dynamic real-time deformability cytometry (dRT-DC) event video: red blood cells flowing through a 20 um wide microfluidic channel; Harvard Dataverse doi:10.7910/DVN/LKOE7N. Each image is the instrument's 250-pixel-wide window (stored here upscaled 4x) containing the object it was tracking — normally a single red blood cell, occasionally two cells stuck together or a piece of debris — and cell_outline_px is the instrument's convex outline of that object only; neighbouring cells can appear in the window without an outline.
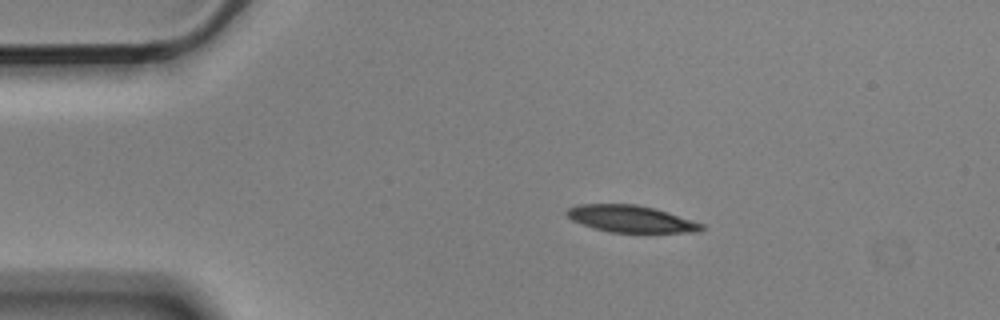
{"species": "Egyptian fruit bat (a non-hibernating species)", "species_latin": "Rousettus aegyptiacus", "temperature_condition": "cold", "stored_images_in_passage": 5, "camera_frame_rate_fps": 3000, "um_per_image_px": 0.085, "animal": {"sex": "male"}, "frame": {"image": 1, "passage_image": 3, "time_ms": 0.667, "image_size_px": [1000, 320], "cell_outline_px": [[704, 228], [700, 232], [608, 232], [572, 220], [564, 212], [568, 208], [576, 204], [636, 204], [668, 212], [704, 224]], "centroid_in_image_um": [53.62, 18.6], "position_along_channel_um": 31.4, "area_um2": 20.92}}
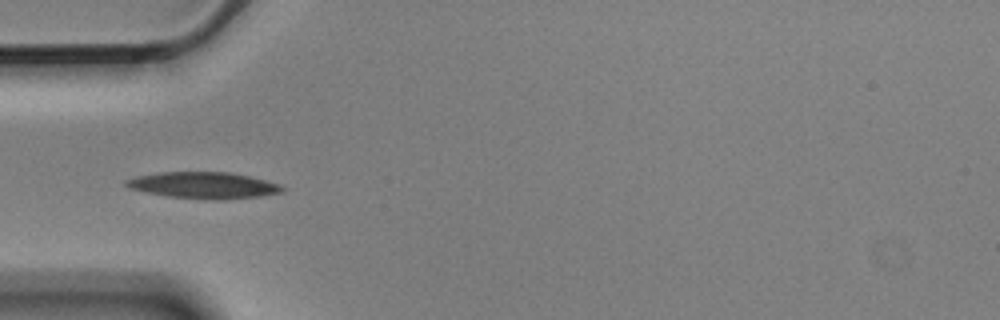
{"frame": {"image": 2, "passage_image": 5, "time_ms": 1.333, "image_size_px": [1000, 320], "cell_outline_px": [[284, 192], [260, 196], [224, 200], [212, 200], [164, 196], [128, 188], [124, 184], [124, 180], [136, 176], [160, 172], [228, 172], [248, 176], [280, 184], [284, 188]], "centroid_in_image_um": [17.28, 15.76], "position_along_channel_um": 67.7, "area_um2": 24.22}}